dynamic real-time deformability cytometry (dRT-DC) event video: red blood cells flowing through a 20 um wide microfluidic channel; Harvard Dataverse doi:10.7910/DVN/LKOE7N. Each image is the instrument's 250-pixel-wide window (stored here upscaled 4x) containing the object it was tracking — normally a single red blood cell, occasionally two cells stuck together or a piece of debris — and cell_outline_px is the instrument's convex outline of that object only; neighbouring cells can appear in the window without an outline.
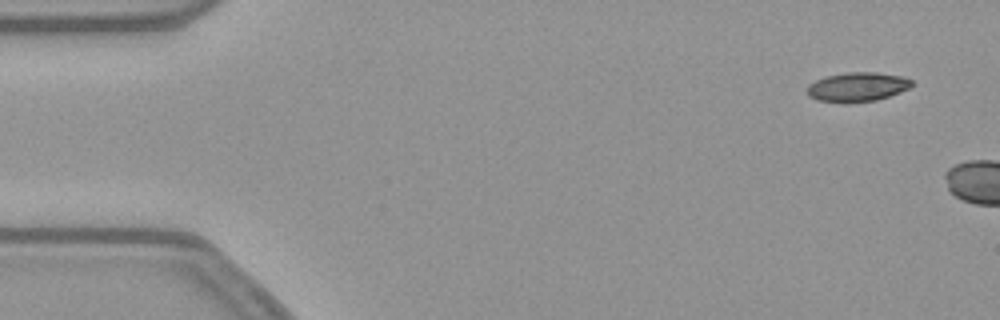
{"species": "common noctule bat (a hibernating species)", "species_latin": "Nyctalus noctula", "temperature_condition": "warm", "stored_images_in_passage": 5, "camera_frame_rate_fps": 3000, "um_per_image_px": 0.085, "animal": {"sex": "female", "body_mass_g": 21.9}, "frame": {"image": 1, "passage_image": 1, "time_ms": 0.0, "image_size_px": [1000, 320], "cell_outline_px": [[912, 84], [908, 88], [900, 92], [876, 100], [848, 104], [844, 104], [816, 100], [808, 96], [808, 84], [816, 80], [828, 76], [848, 72], [876, 72], [904, 76], [912, 80]], "centroid_in_image_um": [72.86, 7.41], "position_along_channel_um": 12.1, "area_um2": 18.03}}